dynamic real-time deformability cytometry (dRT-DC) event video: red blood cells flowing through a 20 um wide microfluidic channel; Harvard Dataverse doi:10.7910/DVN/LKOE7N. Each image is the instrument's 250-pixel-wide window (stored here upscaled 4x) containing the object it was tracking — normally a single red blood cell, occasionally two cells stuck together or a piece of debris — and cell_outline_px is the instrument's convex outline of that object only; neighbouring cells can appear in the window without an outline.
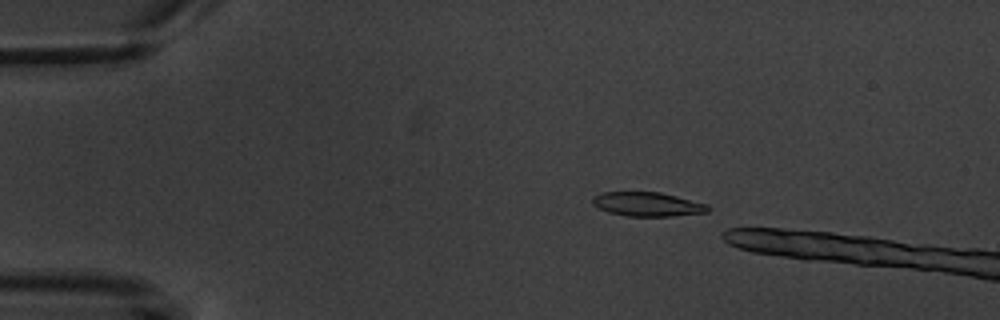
{"species": "common noctule bat (a hibernating species)", "species_latin": "Nyctalus noctula", "temperature_condition": "warm", "stored_images_in_passage": 3, "camera_frame_rate_fps": 3000, "um_per_image_px": 0.085, "animal": {"sex": "male", "body_mass_g": 20.1, "forearm_length_mm": 53.5}, "frame": {"image": 1, "passage_image": 2, "time_ms": 1.0, "image_size_px": [1000, 320], "cell_outline_px": [[712, 208], [708, 212], [672, 216], [628, 216], [608, 212], [596, 208], [592, 204], [592, 196], [604, 192], [660, 192], [708, 204]], "centroid_in_image_um": [55.02, 17.36], "position_along_channel_um": 30.0, "area_um2": 16.36}}